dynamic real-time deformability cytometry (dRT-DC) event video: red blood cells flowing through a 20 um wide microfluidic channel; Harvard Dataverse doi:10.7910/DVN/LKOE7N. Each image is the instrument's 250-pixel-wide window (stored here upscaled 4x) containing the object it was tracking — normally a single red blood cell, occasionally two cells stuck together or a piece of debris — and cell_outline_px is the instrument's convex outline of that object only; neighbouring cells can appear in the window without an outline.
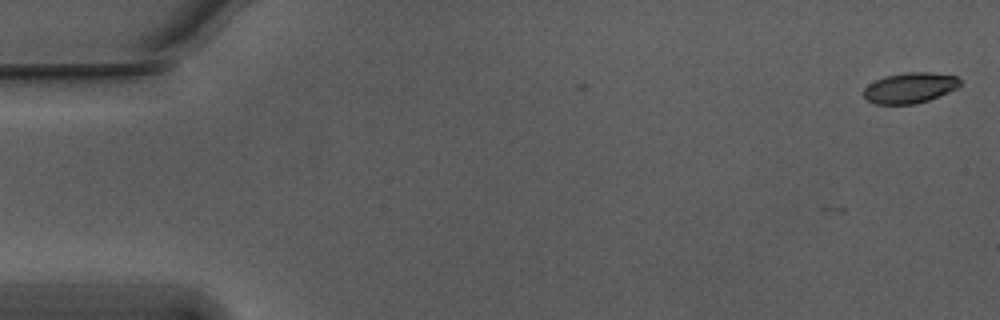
{"species": "Egyptian fruit bat (a non-hibernating species)", "species_latin": "Rousettus aegyptiacus", "temperature_condition": "warm", "stored_images_in_passage": 9, "camera_frame_rate_fps": 3000, "um_per_image_px": 0.085, "animal": {"sex": "male"}, "frame": {"image": 1, "passage_image": 1, "time_ms": 0.0, "image_size_px": [1000, 320], "cell_outline_px": [[960, 84], [956, 88], [948, 92], [928, 100], [916, 104], [876, 104], [868, 100], [864, 96], [864, 88], [868, 84], [884, 76], [908, 72], [932, 72], [956, 76], [960, 80]], "centroid_in_image_um": [77.33, 7.46], "position_along_channel_um": 7.7, "area_um2": 17.05}}